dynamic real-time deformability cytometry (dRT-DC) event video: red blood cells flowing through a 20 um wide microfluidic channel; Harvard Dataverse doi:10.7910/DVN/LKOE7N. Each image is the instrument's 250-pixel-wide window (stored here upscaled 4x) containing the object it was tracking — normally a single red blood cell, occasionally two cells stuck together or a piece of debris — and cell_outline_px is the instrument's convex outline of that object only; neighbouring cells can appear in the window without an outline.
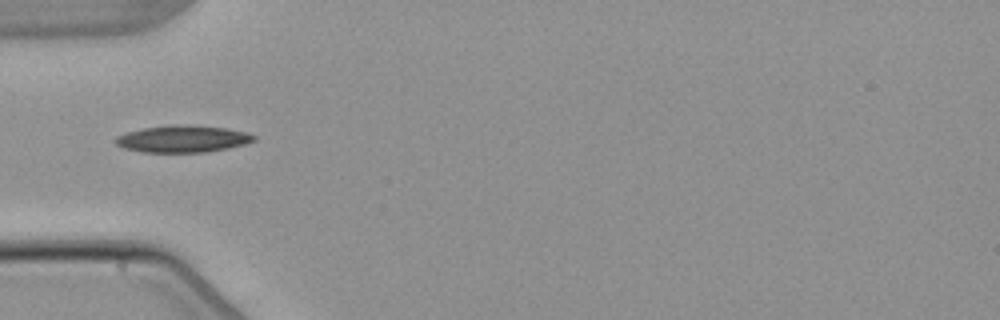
{"species": "common noctule bat (a hibernating species)", "species_latin": "Nyctalus noctula", "temperature_condition": "warm", "stored_images_in_passage": 5, "camera_frame_rate_fps": 3000, "um_per_image_px": 0.085, "animal": {"sex": "male", "body_mass_g": 21.5, "forearm_length_mm": 52.0}, "frame": {"image": 1, "passage_image": 3, "time_ms": 2.333, "image_size_px": [1000, 320], "cell_outline_px": [[256, 140], [244, 144], [228, 148], [204, 152], [144, 152], [124, 148], [116, 144], [116, 136], [128, 132], [144, 128], [168, 124], [184, 124], [228, 128], [244, 132], [256, 136]], "centroid_in_image_um": [15.54, 11.79], "position_along_channel_um": 69.5, "area_um2": 21.68}}
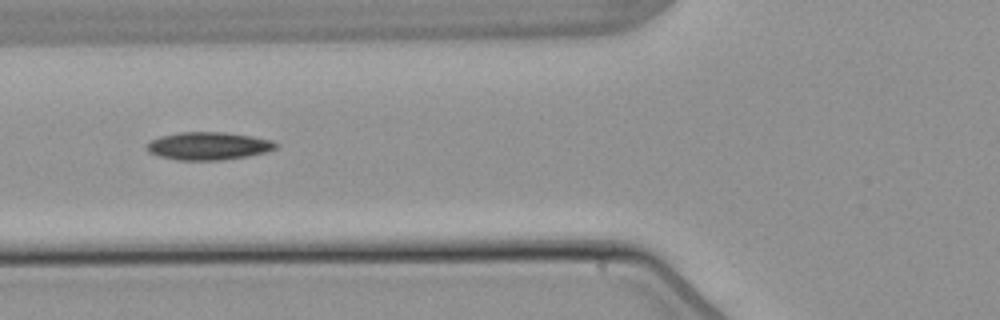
{"frame": {"image": 2, "passage_image": 4, "time_ms": 3.333, "image_size_px": [1000, 320], "cell_outline_px": [[280, 144], [276, 148], [268, 152], [248, 156], [220, 160], [176, 160], [160, 156], [148, 152], [144, 148], [152, 140], [160, 136], [180, 132], [224, 132], [252, 136], [272, 140]], "centroid_in_image_um": [17.74, 12.41], "position_along_channel_um": 108.1, "area_um2": 21.04}}